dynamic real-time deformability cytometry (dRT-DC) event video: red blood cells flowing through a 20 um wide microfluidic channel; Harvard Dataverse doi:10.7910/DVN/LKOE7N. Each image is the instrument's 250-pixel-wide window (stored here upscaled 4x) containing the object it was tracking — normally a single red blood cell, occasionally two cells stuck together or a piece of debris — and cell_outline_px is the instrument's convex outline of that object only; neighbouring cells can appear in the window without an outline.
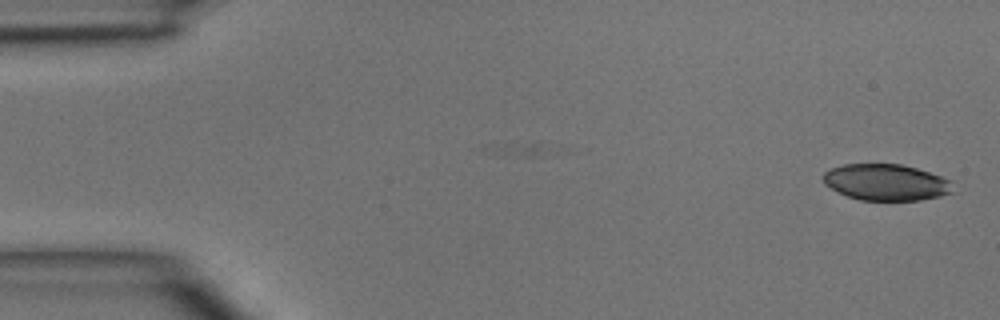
{"species": "common noctule bat (a hibernating species)", "species_latin": "Nyctalus noctula", "temperature_condition": "room temperature", "stored_images_in_passage": 5, "camera_frame_rate_fps": 3000, "um_per_image_px": 0.085, "animal": {"sex": "male", "body_mass_g": 15.6}, "frame": {"image": 1, "passage_image": 1, "time_ms": 0.0, "image_size_px": [1000, 320], "cell_outline_px": [[956, 192], [940, 196], [920, 200], [860, 200], [848, 196], [824, 184], [824, 172], [832, 168], [844, 164], [900, 164], [916, 168], [952, 180]], "centroid_in_image_um": [75.38, 15.5], "position_along_channel_um": 9.6, "area_um2": 27.46}}
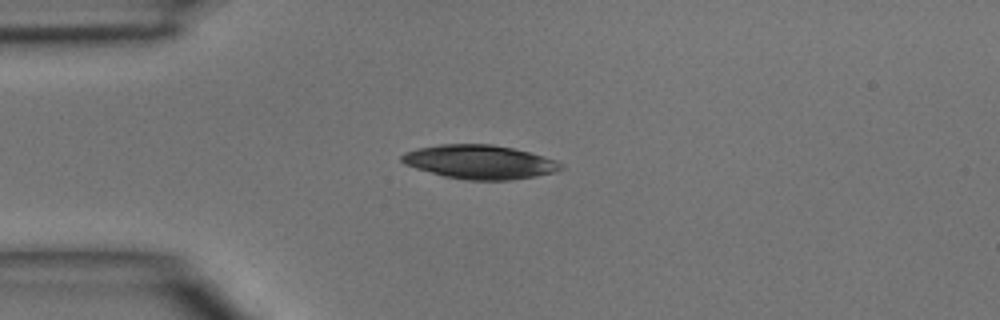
{"frame": {"image": 2, "passage_image": 4, "time_ms": 3.333, "image_size_px": [1000, 320], "cell_outline_px": [[564, 168], [556, 172], [536, 176], [508, 180], [468, 180], [444, 176], [416, 168], [404, 164], [400, 160], [400, 156], [404, 152], [416, 148], [440, 144], [492, 144], [512, 148], [544, 156], [556, 160], [564, 164]], "centroid_in_image_um": [40.78, 13.76], "position_along_channel_um": 44.2, "area_um2": 31.56}}